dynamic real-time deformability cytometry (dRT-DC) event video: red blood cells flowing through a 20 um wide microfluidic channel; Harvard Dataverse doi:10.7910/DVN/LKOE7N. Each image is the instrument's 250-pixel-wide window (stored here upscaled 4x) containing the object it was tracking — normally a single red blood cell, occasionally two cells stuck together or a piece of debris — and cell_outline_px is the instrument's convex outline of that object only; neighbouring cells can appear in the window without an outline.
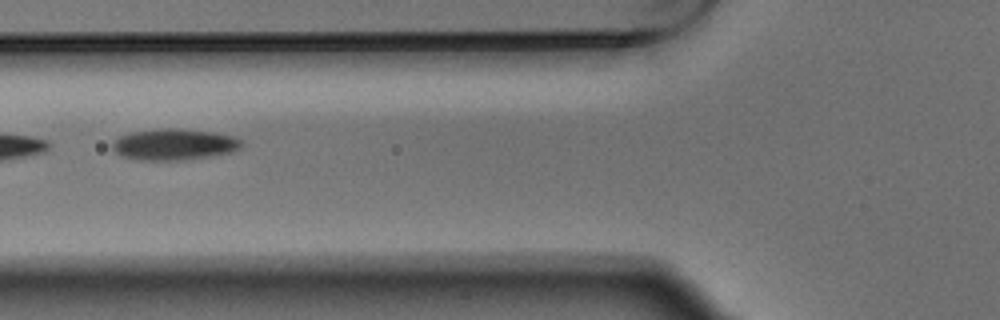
{"species": "Egyptian fruit bat (a non-hibernating species)", "species_latin": "Rousettus aegyptiacus", "temperature_condition": "warm", "stored_images_in_passage": 2, "camera_frame_rate_fps": 3000, "um_per_image_px": 0.085, "animal": {"sex": "male"}, "frame": {"image": 1, "passage_image": 2, "time_ms": 0.333, "image_size_px": [1000, 320], "cell_outline_px": [[244, 144], [240, 148], [232, 152], [208, 156], [180, 160], [140, 160], [120, 156], [112, 148], [112, 144], [120, 136], [132, 132], [160, 128], [180, 128], [212, 132], [236, 136]], "centroid_in_image_um": [14.82, 12.27], "position_along_channel_um": 111.0, "area_um2": 23.52}}